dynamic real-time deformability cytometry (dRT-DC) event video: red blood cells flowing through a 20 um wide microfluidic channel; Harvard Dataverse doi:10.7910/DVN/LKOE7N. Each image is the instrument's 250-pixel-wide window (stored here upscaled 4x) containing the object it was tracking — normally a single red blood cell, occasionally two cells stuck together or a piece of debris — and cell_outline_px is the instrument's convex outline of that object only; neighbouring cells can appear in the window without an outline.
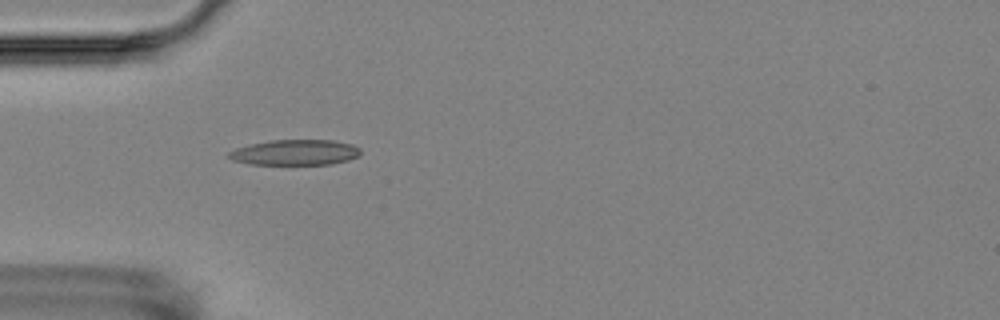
{"species": "Egyptian fruit bat (a non-hibernating species)", "species_latin": "Rousettus aegyptiacus", "temperature_condition": "room temperature", "stored_images_in_passage": 7, "camera_frame_rate_fps": 3000, "um_per_image_px": 0.085, "animal": {"sex": "female"}, "frame": {"image": 1, "passage_image": 4, "time_ms": 3.333, "image_size_px": [1000, 320], "cell_outline_px": [[360, 156], [348, 160], [332, 164], [248, 164], [232, 160], [228, 156], [228, 152], [236, 148], [252, 144], [272, 140], [332, 140], [352, 144], [360, 148]], "centroid_in_image_um": [25.11, 12.96], "position_along_channel_um": 59.9, "area_um2": 19.54}}
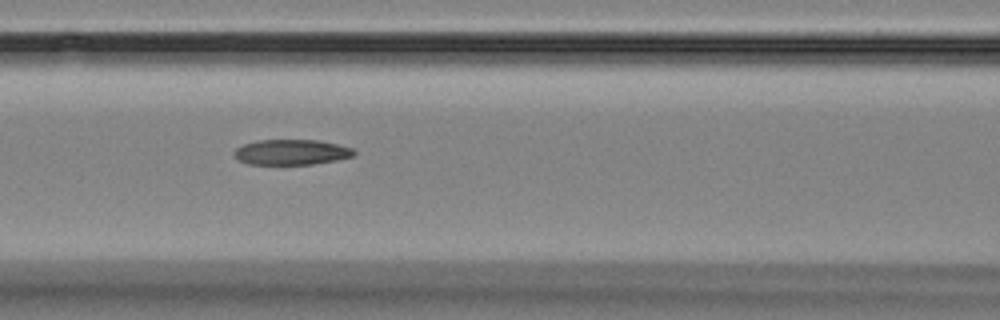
{"frame": {"image": 2, "passage_image": 6, "time_ms": 5.667, "image_size_px": [1000, 320], "cell_outline_px": [[356, 152], [352, 156], [336, 160], [312, 164], [248, 164], [232, 156], [232, 152], [236, 148], [244, 144], [260, 140], [316, 140], [336, 144], [352, 148]], "centroid_in_image_um": [24.73, 12.93], "position_along_channel_um": 141.9, "area_um2": 17.57}}
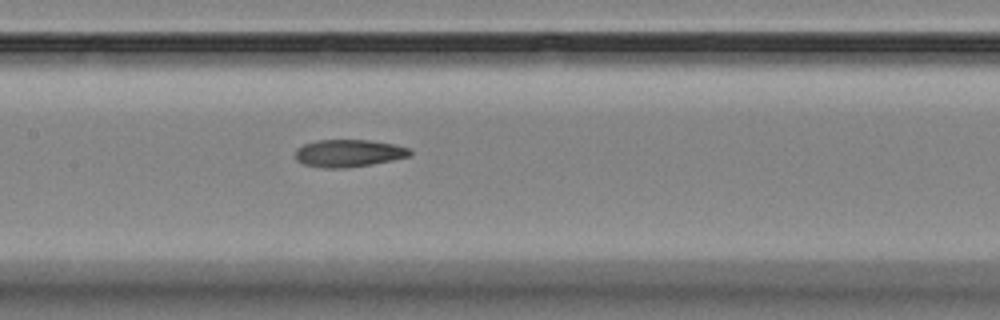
{"frame": {"image": 3, "passage_image": 7, "time_ms": 6.667, "image_size_px": [1000, 320], "cell_outline_px": [[412, 152], [408, 156], [392, 160], [372, 164], [344, 168], [324, 168], [304, 164], [296, 160], [296, 148], [304, 144], [316, 140], [368, 140], [396, 144], [408, 148]], "centroid_in_image_um": [29.62, 13.02], "position_along_channel_um": 177.8, "area_um2": 18.26}}